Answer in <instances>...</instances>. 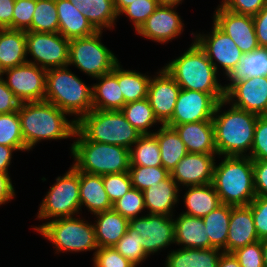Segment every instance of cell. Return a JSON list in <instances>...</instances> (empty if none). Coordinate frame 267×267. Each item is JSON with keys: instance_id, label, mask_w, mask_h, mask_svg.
<instances>
[{"instance_id": "cell-39", "label": "cell", "mask_w": 267, "mask_h": 267, "mask_svg": "<svg viewBox=\"0 0 267 267\" xmlns=\"http://www.w3.org/2000/svg\"><path fill=\"white\" fill-rule=\"evenodd\" d=\"M31 31L44 33L59 32V19L55 0H36Z\"/></svg>"}, {"instance_id": "cell-57", "label": "cell", "mask_w": 267, "mask_h": 267, "mask_svg": "<svg viewBox=\"0 0 267 267\" xmlns=\"http://www.w3.org/2000/svg\"><path fill=\"white\" fill-rule=\"evenodd\" d=\"M16 151L13 147L0 145V173L9 174L8 167L11 165L12 153Z\"/></svg>"}, {"instance_id": "cell-60", "label": "cell", "mask_w": 267, "mask_h": 267, "mask_svg": "<svg viewBox=\"0 0 267 267\" xmlns=\"http://www.w3.org/2000/svg\"><path fill=\"white\" fill-rule=\"evenodd\" d=\"M262 252H263V263L264 267H267V238L262 239Z\"/></svg>"}, {"instance_id": "cell-9", "label": "cell", "mask_w": 267, "mask_h": 267, "mask_svg": "<svg viewBox=\"0 0 267 267\" xmlns=\"http://www.w3.org/2000/svg\"><path fill=\"white\" fill-rule=\"evenodd\" d=\"M102 33L97 31L89 37L70 40L68 66H75L93 79L111 72L119 60L102 44Z\"/></svg>"}, {"instance_id": "cell-22", "label": "cell", "mask_w": 267, "mask_h": 267, "mask_svg": "<svg viewBox=\"0 0 267 267\" xmlns=\"http://www.w3.org/2000/svg\"><path fill=\"white\" fill-rule=\"evenodd\" d=\"M167 126L176 130L189 153L217 154L212 121Z\"/></svg>"}, {"instance_id": "cell-50", "label": "cell", "mask_w": 267, "mask_h": 267, "mask_svg": "<svg viewBox=\"0 0 267 267\" xmlns=\"http://www.w3.org/2000/svg\"><path fill=\"white\" fill-rule=\"evenodd\" d=\"M260 240L267 238V197L256 196L248 205Z\"/></svg>"}, {"instance_id": "cell-49", "label": "cell", "mask_w": 267, "mask_h": 267, "mask_svg": "<svg viewBox=\"0 0 267 267\" xmlns=\"http://www.w3.org/2000/svg\"><path fill=\"white\" fill-rule=\"evenodd\" d=\"M93 256L94 267H136L113 247L98 248Z\"/></svg>"}, {"instance_id": "cell-17", "label": "cell", "mask_w": 267, "mask_h": 267, "mask_svg": "<svg viewBox=\"0 0 267 267\" xmlns=\"http://www.w3.org/2000/svg\"><path fill=\"white\" fill-rule=\"evenodd\" d=\"M180 86L163 67L157 76L150 79L147 99L160 125H165L172 117Z\"/></svg>"}, {"instance_id": "cell-3", "label": "cell", "mask_w": 267, "mask_h": 267, "mask_svg": "<svg viewBox=\"0 0 267 267\" xmlns=\"http://www.w3.org/2000/svg\"><path fill=\"white\" fill-rule=\"evenodd\" d=\"M181 89L213 94L219 101L225 99L223 85L217 71L205 52L193 40L190 47L164 66Z\"/></svg>"}, {"instance_id": "cell-27", "label": "cell", "mask_w": 267, "mask_h": 267, "mask_svg": "<svg viewBox=\"0 0 267 267\" xmlns=\"http://www.w3.org/2000/svg\"><path fill=\"white\" fill-rule=\"evenodd\" d=\"M173 221L175 226V244L181 245V248H211L202 218L181 213Z\"/></svg>"}, {"instance_id": "cell-56", "label": "cell", "mask_w": 267, "mask_h": 267, "mask_svg": "<svg viewBox=\"0 0 267 267\" xmlns=\"http://www.w3.org/2000/svg\"><path fill=\"white\" fill-rule=\"evenodd\" d=\"M15 197V190L9 174L0 173V206Z\"/></svg>"}, {"instance_id": "cell-43", "label": "cell", "mask_w": 267, "mask_h": 267, "mask_svg": "<svg viewBox=\"0 0 267 267\" xmlns=\"http://www.w3.org/2000/svg\"><path fill=\"white\" fill-rule=\"evenodd\" d=\"M112 209L128 219L140 217L138 214L146 209L143 192L131 188L124 196L112 203Z\"/></svg>"}, {"instance_id": "cell-18", "label": "cell", "mask_w": 267, "mask_h": 267, "mask_svg": "<svg viewBox=\"0 0 267 267\" xmlns=\"http://www.w3.org/2000/svg\"><path fill=\"white\" fill-rule=\"evenodd\" d=\"M225 100L236 108L267 115V76L249 77L236 83L225 94Z\"/></svg>"}, {"instance_id": "cell-48", "label": "cell", "mask_w": 267, "mask_h": 267, "mask_svg": "<svg viewBox=\"0 0 267 267\" xmlns=\"http://www.w3.org/2000/svg\"><path fill=\"white\" fill-rule=\"evenodd\" d=\"M240 267H264L261 240L232 252Z\"/></svg>"}, {"instance_id": "cell-2", "label": "cell", "mask_w": 267, "mask_h": 267, "mask_svg": "<svg viewBox=\"0 0 267 267\" xmlns=\"http://www.w3.org/2000/svg\"><path fill=\"white\" fill-rule=\"evenodd\" d=\"M226 105L228 102L225 99L219 101L212 118L217 155L250 156L259 115L232 105H229L231 108L224 113L221 112L222 107Z\"/></svg>"}, {"instance_id": "cell-34", "label": "cell", "mask_w": 267, "mask_h": 267, "mask_svg": "<svg viewBox=\"0 0 267 267\" xmlns=\"http://www.w3.org/2000/svg\"><path fill=\"white\" fill-rule=\"evenodd\" d=\"M153 135L159 143L162 167L171 173L180 160L187 155L186 145L176 130L167 125H161Z\"/></svg>"}, {"instance_id": "cell-12", "label": "cell", "mask_w": 267, "mask_h": 267, "mask_svg": "<svg viewBox=\"0 0 267 267\" xmlns=\"http://www.w3.org/2000/svg\"><path fill=\"white\" fill-rule=\"evenodd\" d=\"M8 88L22 102L44 101L47 70L26 62L2 72Z\"/></svg>"}, {"instance_id": "cell-54", "label": "cell", "mask_w": 267, "mask_h": 267, "mask_svg": "<svg viewBox=\"0 0 267 267\" xmlns=\"http://www.w3.org/2000/svg\"><path fill=\"white\" fill-rule=\"evenodd\" d=\"M252 18L259 47H267V5Z\"/></svg>"}, {"instance_id": "cell-20", "label": "cell", "mask_w": 267, "mask_h": 267, "mask_svg": "<svg viewBox=\"0 0 267 267\" xmlns=\"http://www.w3.org/2000/svg\"><path fill=\"white\" fill-rule=\"evenodd\" d=\"M175 6L159 5L145 23L137 31V34L151 41L168 43L177 38L183 32V23Z\"/></svg>"}, {"instance_id": "cell-25", "label": "cell", "mask_w": 267, "mask_h": 267, "mask_svg": "<svg viewBox=\"0 0 267 267\" xmlns=\"http://www.w3.org/2000/svg\"><path fill=\"white\" fill-rule=\"evenodd\" d=\"M80 207L86 206L92 214L112 209L101 175L79 171Z\"/></svg>"}, {"instance_id": "cell-24", "label": "cell", "mask_w": 267, "mask_h": 267, "mask_svg": "<svg viewBox=\"0 0 267 267\" xmlns=\"http://www.w3.org/2000/svg\"><path fill=\"white\" fill-rule=\"evenodd\" d=\"M59 33L66 39L89 37L97 32L88 19L69 0H55Z\"/></svg>"}, {"instance_id": "cell-40", "label": "cell", "mask_w": 267, "mask_h": 267, "mask_svg": "<svg viewBox=\"0 0 267 267\" xmlns=\"http://www.w3.org/2000/svg\"><path fill=\"white\" fill-rule=\"evenodd\" d=\"M0 145L13 147L16 151H28L18 112L0 114Z\"/></svg>"}, {"instance_id": "cell-5", "label": "cell", "mask_w": 267, "mask_h": 267, "mask_svg": "<svg viewBox=\"0 0 267 267\" xmlns=\"http://www.w3.org/2000/svg\"><path fill=\"white\" fill-rule=\"evenodd\" d=\"M69 66L47 70L44 100L57 106L60 110L78 122L93 109L92 86L68 69Z\"/></svg>"}, {"instance_id": "cell-7", "label": "cell", "mask_w": 267, "mask_h": 267, "mask_svg": "<svg viewBox=\"0 0 267 267\" xmlns=\"http://www.w3.org/2000/svg\"><path fill=\"white\" fill-rule=\"evenodd\" d=\"M77 130L88 140L130 149L141 134L121 110L92 109L77 122Z\"/></svg>"}, {"instance_id": "cell-21", "label": "cell", "mask_w": 267, "mask_h": 267, "mask_svg": "<svg viewBox=\"0 0 267 267\" xmlns=\"http://www.w3.org/2000/svg\"><path fill=\"white\" fill-rule=\"evenodd\" d=\"M251 208L247 206H231L226 253L259 241Z\"/></svg>"}, {"instance_id": "cell-14", "label": "cell", "mask_w": 267, "mask_h": 267, "mask_svg": "<svg viewBox=\"0 0 267 267\" xmlns=\"http://www.w3.org/2000/svg\"><path fill=\"white\" fill-rule=\"evenodd\" d=\"M173 216L146 214L129 219V226L144 238V252L151 254L175 244Z\"/></svg>"}, {"instance_id": "cell-6", "label": "cell", "mask_w": 267, "mask_h": 267, "mask_svg": "<svg viewBox=\"0 0 267 267\" xmlns=\"http://www.w3.org/2000/svg\"><path fill=\"white\" fill-rule=\"evenodd\" d=\"M71 144L72 166L89 174L106 175L128 172L130 168L129 149L95 141H88L77 129Z\"/></svg>"}, {"instance_id": "cell-32", "label": "cell", "mask_w": 267, "mask_h": 267, "mask_svg": "<svg viewBox=\"0 0 267 267\" xmlns=\"http://www.w3.org/2000/svg\"><path fill=\"white\" fill-rule=\"evenodd\" d=\"M222 253L216 248H181L167 255L165 267H218Z\"/></svg>"}, {"instance_id": "cell-35", "label": "cell", "mask_w": 267, "mask_h": 267, "mask_svg": "<svg viewBox=\"0 0 267 267\" xmlns=\"http://www.w3.org/2000/svg\"><path fill=\"white\" fill-rule=\"evenodd\" d=\"M231 216V205L221 203L208 215L204 216L203 222L211 248L219 249L226 253L228 228Z\"/></svg>"}, {"instance_id": "cell-19", "label": "cell", "mask_w": 267, "mask_h": 267, "mask_svg": "<svg viewBox=\"0 0 267 267\" xmlns=\"http://www.w3.org/2000/svg\"><path fill=\"white\" fill-rule=\"evenodd\" d=\"M217 154L187 153L170 173L178 186H201L213 181Z\"/></svg>"}, {"instance_id": "cell-31", "label": "cell", "mask_w": 267, "mask_h": 267, "mask_svg": "<svg viewBox=\"0 0 267 267\" xmlns=\"http://www.w3.org/2000/svg\"><path fill=\"white\" fill-rule=\"evenodd\" d=\"M97 31L114 27L119 16L114 0H69Z\"/></svg>"}, {"instance_id": "cell-59", "label": "cell", "mask_w": 267, "mask_h": 267, "mask_svg": "<svg viewBox=\"0 0 267 267\" xmlns=\"http://www.w3.org/2000/svg\"><path fill=\"white\" fill-rule=\"evenodd\" d=\"M135 0H114L116 11L119 15V13L129 4L134 2Z\"/></svg>"}, {"instance_id": "cell-36", "label": "cell", "mask_w": 267, "mask_h": 267, "mask_svg": "<svg viewBox=\"0 0 267 267\" xmlns=\"http://www.w3.org/2000/svg\"><path fill=\"white\" fill-rule=\"evenodd\" d=\"M151 76L125 70L120 63L117 64V80L123 94L125 104L147 98Z\"/></svg>"}, {"instance_id": "cell-52", "label": "cell", "mask_w": 267, "mask_h": 267, "mask_svg": "<svg viewBox=\"0 0 267 267\" xmlns=\"http://www.w3.org/2000/svg\"><path fill=\"white\" fill-rule=\"evenodd\" d=\"M20 105L21 101L8 88L3 77L0 78V114L17 112Z\"/></svg>"}, {"instance_id": "cell-37", "label": "cell", "mask_w": 267, "mask_h": 267, "mask_svg": "<svg viewBox=\"0 0 267 267\" xmlns=\"http://www.w3.org/2000/svg\"><path fill=\"white\" fill-rule=\"evenodd\" d=\"M130 166H162L161 152L157 138L153 134H144L129 149Z\"/></svg>"}, {"instance_id": "cell-8", "label": "cell", "mask_w": 267, "mask_h": 267, "mask_svg": "<svg viewBox=\"0 0 267 267\" xmlns=\"http://www.w3.org/2000/svg\"><path fill=\"white\" fill-rule=\"evenodd\" d=\"M33 228L54 245L55 254L98 249L93 223L82 218H56Z\"/></svg>"}, {"instance_id": "cell-42", "label": "cell", "mask_w": 267, "mask_h": 267, "mask_svg": "<svg viewBox=\"0 0 267 267\" xmlns=\"http://www.w3.org/2000/svg\"><path fill=\"white\" fill-rule=\"evenodd\" d=\"M129 175L132 188L144 191L145 189L157 185L160 181L166 179L170 173L162 166H130Z\"/></svg>"}, {"instance_id": "cell-30", "label": "cell", "mask_w": 267, "mask_h": 267, "mask_svg": "<svg viewBox=\"0 0 267 267\" xmlns=\"http://www.w3.org/2000/svg\"><path fill=\"white\" fill-rule=\"evenodd\" d=\"M267 76V47H258L243 54L240 62L227 74L230 83L223 86L225 94L236 84L249 77Z\"/></svg>"}, {"instance_id": "cell-10", "label": "cell", "mask_w": 267, "mask_h": 267, "mask_svg": "<svg viewBox=\"0 0 267 267\" xmlns=\"http://www.w3.org/2000/svg\"><path fill=\"white\" fill-rule=\"evenodd\" d=\"M49 188L43 198L37 218L50 220L52 218L72 217L82 211L79 197V171L73 166Z\"/></svg>"}, {"instance_id": "cell-62", "label": "cell", "mask_w": 267, "mask_h": 267, "mask_svg": "<svg viewBox=\"0 0 267 267\" xmlns=\"http://www.w3.org/2000/svg\"><path fill=\"white\" fill-rule=\"evenodd\" d=\"M3 76H2V71L0 70V78H2Z\"/></svg>"}, {"instance_id": "cell-44", "label": "cell", "mask_w": 267, "mask_h": 267, "mask_svg": "<svg viewBox=\"0 0 267 267\" xmlns=\"http://www.w3.org/2000/svg\"><path fill=\"white\" fill-rule=\"evenodd\" d=\"M159 5L158 0H135L119 13V17L127 15L137 32Z\"/></svg>"}, {"instance_id": "cell-23", "label": "cell", "mask_w": 267, "mask_h": 267, "mask_svg": "<svg viewBox=\"0 0 267 267\" xmlns=\"http://www.w3.org/2000/svg\"><path fill=\"white\" fill-rule=\"evenodd\" d=\"M179 187L171 175L157 185L145 189L143 192L145 208L148 214L173 216V209L179 202Z\"/></svg>"}, {"instance_id": "cell-53", "label": "cell", "mask_w": 267, "mask_h": 267, "mask_svg": "<svg viewBox=\"0 0 267 267\" xmlns=\"http://www.w3.org/2000/svg\"><path fill=\"white\" fill-rule=\"evenodd\" d=\"M256 196L267 197V160L253 161Z\"/></svg>"}, {"instance_id": "cell-46", "label": "cell", "mask_w": 267, "mask_h": 267, "mask_svg": "<svg viewBox=\"0 0 267 267\" xmlns=\"http://www.w3.org/2000/svg\"><path fill=\"white\" fill-rule=\"evenodd\" d=\"M36 0H15L12 17V29L31 31Z\"/></svg>"}, {"instance_id": "cell-55", "label": "cell", "mask_w": 267, "mask_h": 267, "mask_svg": "<svg viewBox=\"0 0 267 267\" xmlns=\"http://www.w3.org/2000/svg\"><path fill=\"white\" fill-rule=\"evenodd\" d=\"M15 0H0V29H12Z\"/></svg>"}, {"instance_id": "cell-26", "label": "cell", "mask_w": 267, "mask_h": 267, "mask_svg": "<svg viewBox=\"0 0 267 267\" xmlns=\"http://www.w3.org/2000/svg\"><path fill=\"white\" fill-rule=\"evenodd\" d=\"M95 238L98 248L113 247L127 232L129 219L113 209L94 214Z\"/></svg>"}, {"instance_id": "cell-38", "label": "cell", "mask_w": 267, "mask_h": 267, "mask_svg": "<svg viewBox=\"0 0 267 267\" xmlns=\"http://www.w3.org/2000/svg\"><path fill=\"white\" fill-rule=\"evenodd\" d=\"M121 112L141 135L153 134L154 132L150 131L151 126L160 123L147 98L125 104Z\"/></svg>"}, {"instance_id": "cell-15", "label": "cell", "mask_w": 267, "mask_h": 267, "mask_svg": "<svg viewBox=\"0 0 267 267\" xmlns=\"http://www.w3.org/2000/svg\"><path fill=\"white\" fill-rule=\"evenodd\" d=\"M218 102L213 94L181 89L173 115L165 125L212 121Z\"/></svg>"}, {"instance_id": "cell-61", "label": "cell", "mask_w": 267, "mask_h": 267, "mask_svg": "<svg viewBox=\"0 0 267 267\" xmlns=\"http://www.w3.org/2000/svg\"><path fill=\"white\" fill-rule=\"evenodd\" d=\"M160 5H168L177 7L183 0H158Z\"/></svg>"}, {"instance_id": "cell-41", "label": "cell", "mask_w": 267, "mask_h": 267, "mask_svg": "<svg viewBox=\"0 0 267 267\" xmlns=\"http://www.w3.org/2000/svg\"><path fill=\"white\" fill-rule=\"evenodd\" d=\"M113 248L136 267L148 257L144 252V238L130 226Z\"/></svg>"}, {"instance_id": "cell-4", "label": "cell", "mask_w": 267, "mask_h": 267, "mask_svg": "<svg viewBox=\"0 0 267 267\" xmlns=\"http://www.w3.org/2000/svg\"><path fill=\"white\" fill-rule=\"evenodd\" d=\"M214 167L212 184L221 203L247 206L256 197L253 160L247 157L223 156Z\"/></svg>"}, {"instance_id": "cell-29", "label": "cell", "mask_w": 267, "mask_h": 267, "mask_svg": "<svg viewBox=\"0 0 267 267\" xmlns=\"http://www.w3.org/2000/svg\"><path fill=\"white\" fill-rule=\"evenodd\" d=\"M27 60L26 31L0 29V70L17 67Z\"/></svg>"}, {"instance_id": "cell-33", "label": "cell", "mask_w": 267, "mask_h": 267, "mask_svg": "<svg viewBox=\"0 0 267 267\" xmlns=\"http://www.w3.org/2000/svg\"><path fill=\"white\" fill-rule=\"evenodd\" d=\"M184 203L187 211L183 214L203 218L218 207L221 202L212 183L201 186H187Z\"/></svg>"}, {"instance_id": "cell-16", "label": "cell", "mask_w": 267, "mask_h": 267, "mask_svg": "<svg viewBox=\"0 0 267 267\" xmlns=\"http://www.w3.org/2000/svg\"><path fill=\"white\" fill-rule=\"evenodd\" d=\"M214 12L213 23L228 35L244 54L259 47L252 16L231 12L221 4Z\"/></svg>"}, {"instance_id": "cell-28", "label": "cell", "mask_w": 267, "mask_h": 267, "mask_svg": "<svg viewBox=\"0 0 267 267\" xmlns=\"http://www.w3.org/2000/svg\"><path fill=\"white\" fill-rule=\"evenodd\" d=\"M92 86L93 109L121 110L125 101L117 80V65L113 70L98 78Z\"/></svg>"}, {"instance_id": "cell-51", "label": "cell", "mask_w": 267, "mask_h": 267, "mask_svg": "<svg viewBox=\"0 0 267 267\" xmlns=\"http://www.w3.org/2000/svg\"><path fill=\"white\" fill-rule=\"evenodd\" d=\"M221 5L231 12L254 16L267 5V0H222Z\"/></svg>"}, {"instance_id": "cell-11", "label": "cell", "mask_w": 267, "mask_h": 267, "mask_svg": "<svg viewBox=\"0 0 267 267\" xmlns=\"http://www.w3.org/2000/svg\"><path fill=\"white\" fill-rule=\"evenodd\" d=\"M69 43L59 32L26 31L27 56L33 57L27 61L46 70L68 66Z\"/></svg>"}, {"instance_id": "cell-45", "label": "cell", "mask_w": 267, "mask_h": 267, "mask_svg": "<svg viewBox=\"0 0 267 267\" xmlns=\"http://www.w3.org/2000/svg\"><path fill=\"white\" fill-rule=\"evenodd\" d=\"M102 180L111 203L124 196L132 188L129 172L102 175Z\"/></svg>"}, {"instance_id": "cell-58", "label": "cell", "mask_w": 267, "mask_h": 267, "mask_svg": "<svg viewBox=\"0 0 267 267\" xmlns=\"http://www.w3.org/2000/svg\"><path fill=\"white\" fill-rule=\"evenodd\" d=\"M218 267H240V264L232 253L223 252L220 256Z\"/></svg>"}, {"instance_id": "cell-13", "label": "cell", "mask_w": 267, "mask_h": 267, "mask_svg": "<svg viewBox=\"0 0 267 267\" xmlns=\"http://www.w3.org/2000/svg\"><path fill=\"white\" fill-rule=\"evenodd\" d=\"M209 34H194V41L205 52L218 73L219 66L222 67L226 76L240 62L243 52L235 42L221 31L214 23ZM215 60V62H214ZM218 63L220 65H218Z\"/></svg>"}, {"instance_id": "cell-47", "label": "cell", "mask_w": 267, "mask_h": 267, "mask_svg": "<svg viewBox=\"0 0 267 267\" xmlns=\"http://www.w3.org/2000/svg\"><path fill=\"white\" fill-rule=\"evenodd\" d=\"M249 157L253 161L267 160V115L258 116Z\"/></svg>"}, {"instance_id": "cell-1", "label": "cell", "mask_w": 267, "mask_h": 267, "mask_svg": "<svg viewBox=\"0 0 267 267\" xmlns=\"http://www.w3.org/2000/svg\"><path fill=\"white\" fill-rule=\"evenodd\" d=\"M18 112L21 131L28 151L43 140L74 137L77 122L47 101L22 102Z\"/></svg>"}]
</instances>
